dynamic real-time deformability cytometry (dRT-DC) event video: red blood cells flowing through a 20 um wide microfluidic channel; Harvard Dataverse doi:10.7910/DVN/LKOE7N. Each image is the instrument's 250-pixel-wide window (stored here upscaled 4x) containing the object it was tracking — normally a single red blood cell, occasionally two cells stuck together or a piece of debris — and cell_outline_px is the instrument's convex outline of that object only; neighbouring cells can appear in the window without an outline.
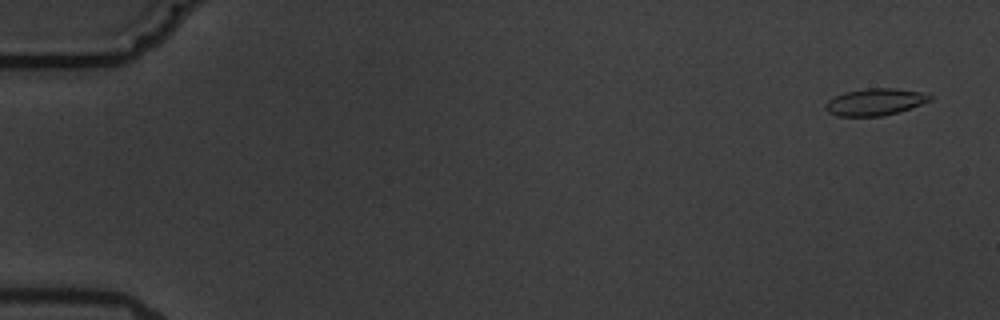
{"species": "common noctule bat (a hibernating species)", "species_latin": "Nyctalus noctula", "temperature_condition": "warm", "stored_images_in_passage": 8, "camera_frame_rate_fps": 3000, "um_per_image_px": 0.085, "animal": {"sex": "male", "body_mass_g": 19.5, "forearm_length_mm": 54.6}, "frame": {"image": 1, "passage_image": 1, "time_ms": 0.0, "image_size_px": [1000, 320], "cell_outline_px": [[932, 100], [884, 116], [836, 116], [828, 112], [824, 108], [824, 104], [828, 100], [844, 92], [868, 88], [896, 88], [924, 92], [932, 96]], "centroid_in_image_um": [74.35, 8.66], "position_along_channel_um": 10.6, "area_um2": 16.36}}
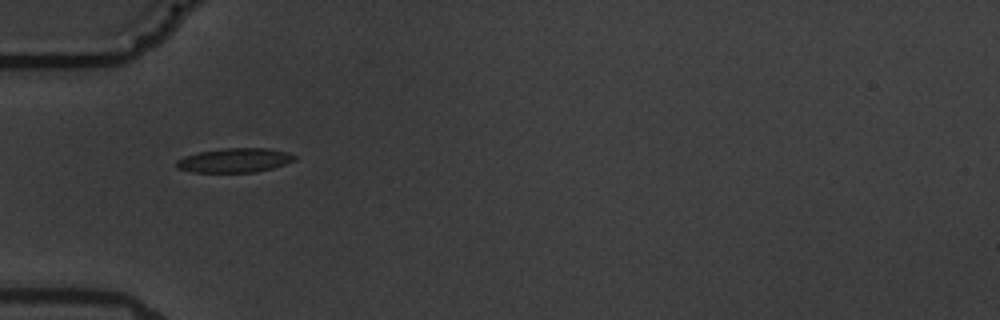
{"frame": {"image": 2, "passage_image": 6, "time_ms": 5.667, "image_size_px": [1000, 320], "cell_outline_px": [[296, 160], [272, 168], [256, 172], [192, 172], [176, 168], [176, 160], [184, 156], [196, 152], [220, 148], [268, 148], [288, 152], [296, 156]], "centroid_in_image_um": [19.92, 13.61], "position_along_channel_um": 65.1, "area_um2": 16.88}}